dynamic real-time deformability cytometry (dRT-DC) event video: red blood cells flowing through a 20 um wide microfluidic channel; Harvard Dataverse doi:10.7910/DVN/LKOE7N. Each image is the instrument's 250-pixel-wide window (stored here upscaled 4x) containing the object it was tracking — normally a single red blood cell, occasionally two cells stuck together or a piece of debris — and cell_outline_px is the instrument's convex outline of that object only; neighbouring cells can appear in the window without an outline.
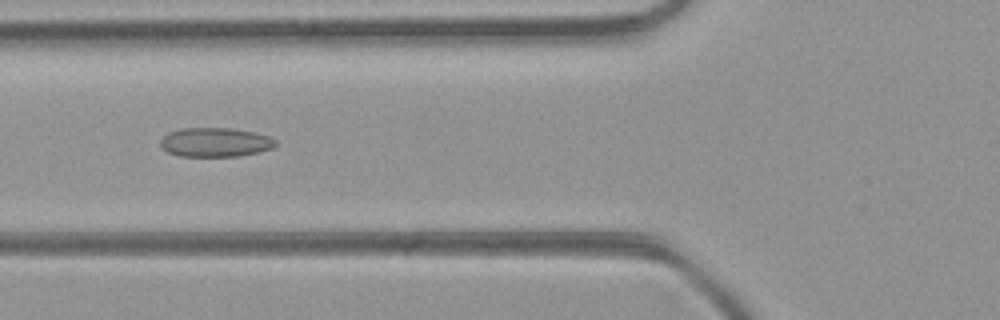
{"species": "common noctule bat (a hibernating species)", "species_latin": "Nyctalus noctula", "temperature_condition": "room temperature", "stored_images_in_passage": 41, "camera_frame_rate_fps": 3000, "um_per_image_px": 0.085, "animal": {"sex": "female", "body_mass_g": 21.9}, "frame": {"image": 1, "passage_image": 12, "time_ms": 3.667, "image_size_px": [1000, 320], "cell_outline_px": [[276, 144], [272, 148], [260, 152], [240, 156], [180, 156], [168, 152], [160, 148], [160, 140], [168, 132], [180, 128], [232, 128], [252, 132], [268, 136], [276, 140]], "centroid_in_image_um": [18.27, 12.09], "position_along_channel_um": 107.5, "area_um2": 19.65}}
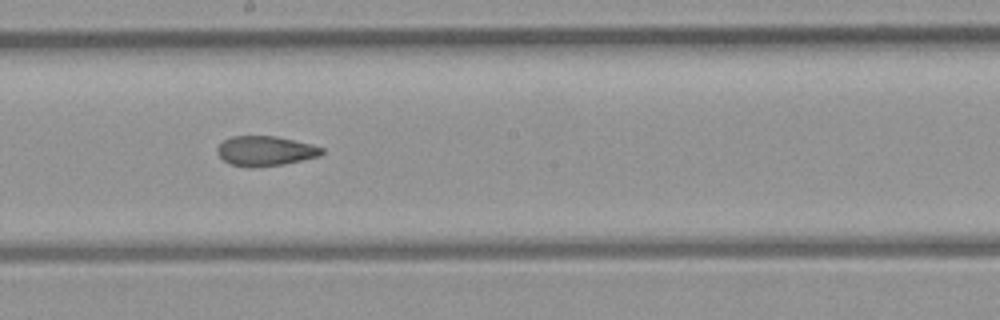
{"frame": {"image": 2, "passage_image": 20, "time_ms": 6.333, "image_size_px": [1000, 320], "cell_outline_px": [[324, 152], [320, 156], [284, 164], [248, 168], [232, 164], [224, 160], [216, 152], [216, 148], [224, 140], [232, 136], [276, 136], [312, 144], [324, 148]], "centroid_in_image_um": [22.57, 12.83], "position_along_channel_um": 225.6, "area_um2": 18.21}}
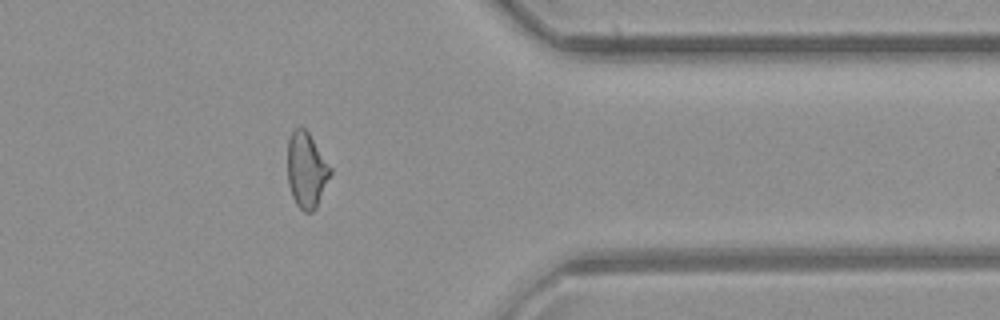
{"frame": {"image": 3, "passage_image": 32, "time_ms": 10.333, "image_size_px": [1000, 320], "cell_outline_px": [[332, 172], [316, 208], [312, 212], [304, 212], [296, 204], [292, 196], [288, 184], [288, 140], [292, 128], [304, 128], [308, 132], [332, 168]], "centroid_in_image_um": [26.05, 14.46], "position_along_channel_um": 385.4, "area_um2": 18.84}, "authors_computed_cell_mechanics": {"area_um2": 19.2474, "velocity_mm_per_s": 4.4162, "shape_relaxation_time_tau1_ms": null, "shape_relaxation_time_tau2_ms": 2.4299, "deformation_change_tau1": null, "deformation_change_tau2": 0.0803}}